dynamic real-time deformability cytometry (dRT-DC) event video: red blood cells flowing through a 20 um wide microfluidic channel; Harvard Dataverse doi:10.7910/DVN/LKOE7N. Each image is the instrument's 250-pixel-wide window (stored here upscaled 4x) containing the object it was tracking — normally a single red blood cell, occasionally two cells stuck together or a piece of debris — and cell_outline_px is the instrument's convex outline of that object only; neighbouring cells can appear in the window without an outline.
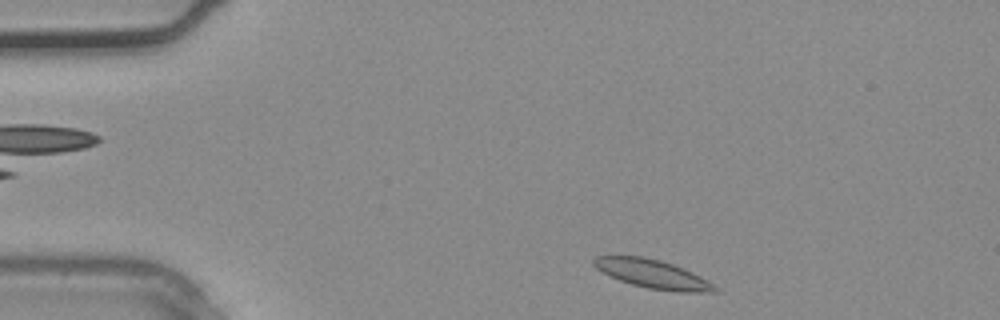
{"species": "common noctule bat (a hibernating species)", "species_latin": "Nyctalus noctula", "temperature_condition": "warm", "stored_images_in_passage": 3, "camera_frame_rate_fps": 3000, "um_per_image_px": 0.085, "animal": {"sex": "male", "body_mass_g": 20.4}, "frame": {"image": 1, "passage_image": 3, "time_ms": 0.667, "image_size_px": [1000, 320], "cell_outline_px": [[720, 292], [680, 292], [648, 288], [632, 284], [620, 280], [596, 268], [592, 264], [592, 260], [596, 256], [644, 256], [660, 260], [684, 268], [700, 276], [712, 284]], "centroid_in_image_um": [55.47, 23.28], "position_along_channel_um": 29.5, "area_um2": 19.94}}